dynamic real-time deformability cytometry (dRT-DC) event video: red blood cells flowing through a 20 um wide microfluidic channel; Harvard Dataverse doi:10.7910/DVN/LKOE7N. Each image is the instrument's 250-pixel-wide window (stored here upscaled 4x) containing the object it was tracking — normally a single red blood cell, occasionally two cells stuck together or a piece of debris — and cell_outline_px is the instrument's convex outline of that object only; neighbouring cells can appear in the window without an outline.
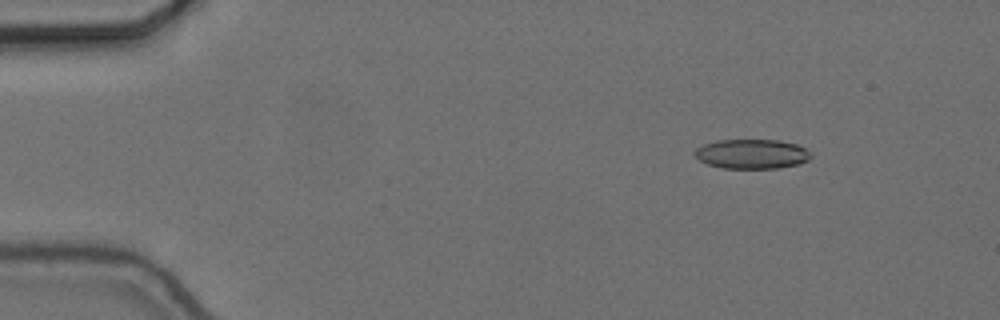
{"species": "common noctule bat (a hibernating species)", "species_latin": "Nyctalus noctula", "temperature_condition": "cold", "stored_images_in_passage": 57, "camera_frame_rate_fps": 3000, "um_per_image_px": 0.085, "animal": {"sex": "female", "body_mass_g": 24.6, "forearm_length_mm": 56.2}, "frame": {"image": 1, "passage_image": 8, "time_ms": 2.333, "image_size_px": [1000, 320], "cell_outline_px": [[812, 156], [808, 160], [800, 164], [776, 168], [724, 168], [708, 164], [700, 160], [696, 156], [696, 148], [704, 144], [716, 140], [780, 140], [796, 144], [804, 148]], "centroid_in_image_um": [63.92, 13.08], "position_along_channel_um": 21.1, "area_um2": 19.83}}
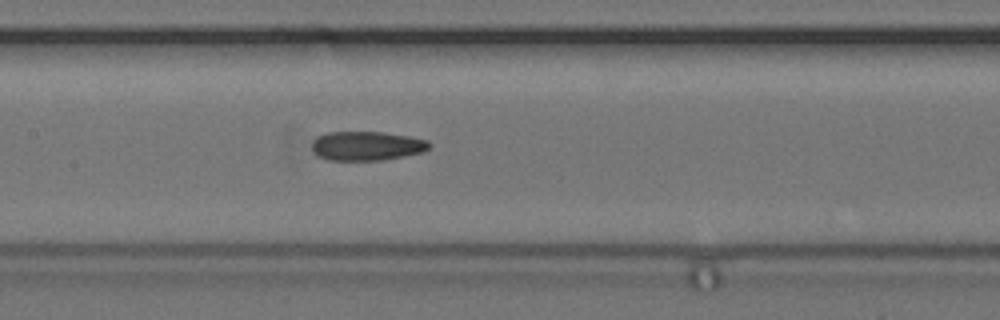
{"frame": {"image": 2, "passage_image": 28, "time_ms": 9.0, "image_size_px": [1000, 320], "cell_outline_px": [[432, 144], [424, 152], [384, 160], [328, 160], [320, 156], [312, 148], [312, 140], [316, 136], [328, 132], [384, 132], [408, 136], [428, 140]], "centroid_in_image_um": [31.19, 12.39], "position_along_channel_um": 176.2, "area_um2": 20.0}}
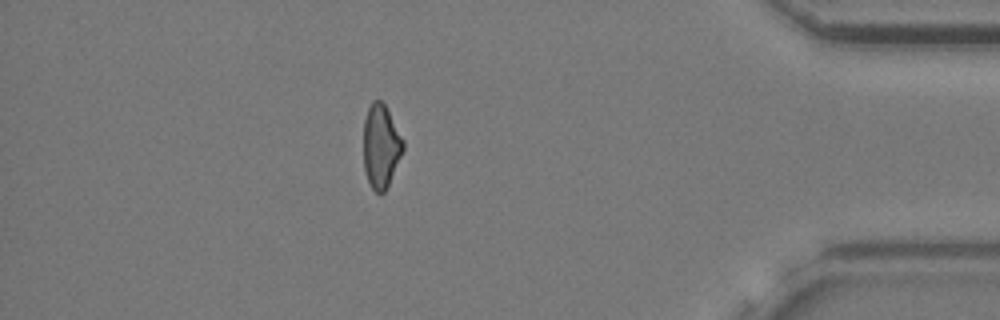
{"frame": {"image": 3, "passage_image": 50, "time_ms": 16.333, "image_size_px": [1000, 320], "cell_outline_px": [[404, 148], [388, 184], [384, 192], [380, 196], [372, 188], [368, 180], [364, 168], [364, 120], [368, 108], [372, 100], [380, 100], [384, 104], [404, 140]], "centroid_in_image_um": [32.37, 12.42], "position_along_channel_um": 402.8, "area_um2": 19.02}, "authors_computed_cell_mechanics": {"area_um2": 20.1144, "velocity_mm_per_s": 3.6657, "shape_relaxation_time_tau1_ms": null, "shape_relaxation_time_tau2_ms": 3.4283, "deformation_change_tau1": null, "deformation_change_tau2": 0.12}}